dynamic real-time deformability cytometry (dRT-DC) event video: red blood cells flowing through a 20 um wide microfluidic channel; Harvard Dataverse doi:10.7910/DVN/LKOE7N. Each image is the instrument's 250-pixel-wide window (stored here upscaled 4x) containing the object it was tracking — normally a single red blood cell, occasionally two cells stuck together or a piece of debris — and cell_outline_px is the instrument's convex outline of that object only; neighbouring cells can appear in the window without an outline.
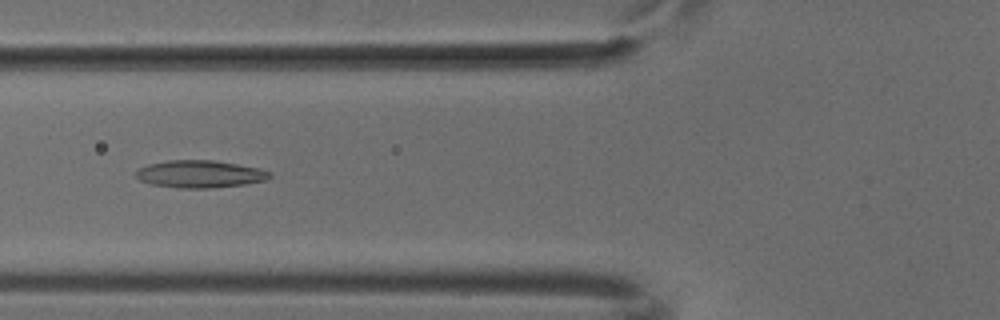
{"species": "common noctule bat (a hibernating species)", "species_latin": "Nyctalus noctula", "temperature_condition": "cold", "stored_images_in_passage": 49, "camera_frame_rate_fps": 3000, "um_per_image_px": 0.085, "animal": {"sex": "male", "body_mass_g": 18.8}, "frame": {"image": 1, "passage_image": 19, "time_ms": 6.0, "image_size_px": [1000, 320], "cell_outline_px": [[272, 176], [264, 180], [244, 184], [208, 188], [176, 188], [152, 184], [140, 180], [136, 176], [136, 172], [140, 168], [148, 164], [168, 160], [212, 160], [236, 164], [256, 168], [272, 172]], "centroid_in_image_um": [16.97, 14.79], "position_along_channel_um": 108.8, "area_um2": 21.1}}
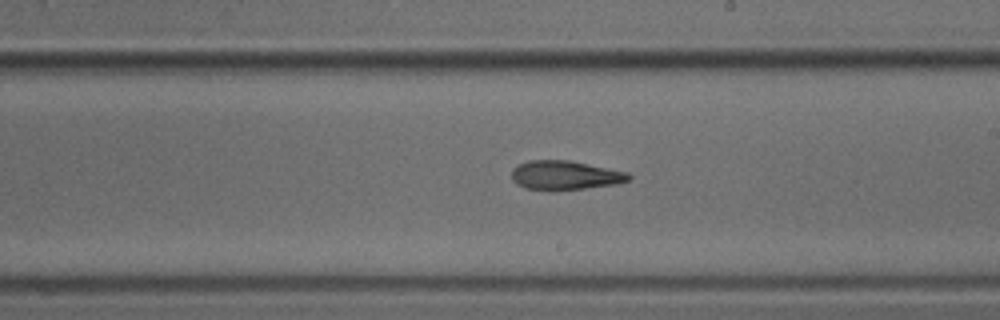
{"frame": {"image": 2, "passage_image": 29, "time_ms": 9.333, "image_size_px": [1000, 320], "cell_outline_px": [[632, 176], [628, 180], [616, 184], [584, 188], [548, 192], [524, 188], [516, 184], [512, 180], [512, 168], [516, 164], [528, 160], [568, 160], [628, 172]], "centroid_in_image_um": [47.96, 14.91], "position_along_channel_um": 241.0, "area_um2": 20.23}}
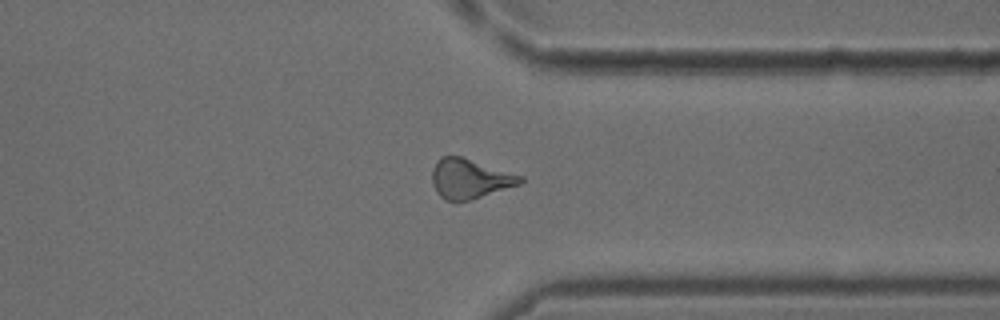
{"frame": {"image": 3, "passage_image": 39, "time_ms": 12.667, "image_size_px": [1000, 320], "cell_outline_px": [[524, 180], [520, 184], [472, 200], [448, 200], [440, 196], [436, 192], [432, 184], [432, 168], [436, 160], [440, 156], [460, 156], [524, 176]], "centroid_in_image_um": [39.92, 15.18], "position_along_channel_um": 371.5, "area_um2": 20.4}}